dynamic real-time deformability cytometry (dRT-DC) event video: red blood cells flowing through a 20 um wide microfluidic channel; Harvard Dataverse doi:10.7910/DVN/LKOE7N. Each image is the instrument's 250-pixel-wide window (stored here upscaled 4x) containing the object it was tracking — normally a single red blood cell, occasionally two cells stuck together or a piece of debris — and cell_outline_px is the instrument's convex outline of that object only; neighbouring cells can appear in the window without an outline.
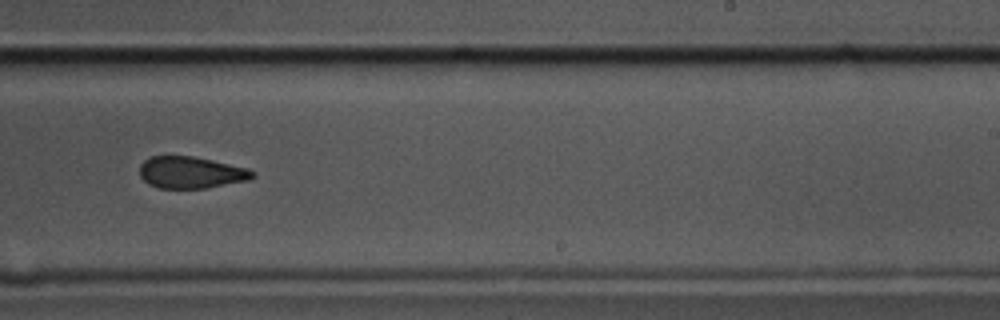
{"species": "common noctule bat (a hibernating species)", "species_latin": "Nyctalus noctula", "temperature_condition": "cold", "stored_images_in_passage": 11, "camera_frame_rate_fps": 3000, "um_per_image_px": 0.085, "animal": {"sex": "male", "body_mass_g": 17.5, "forearm_length_mm": 52.3}, "frame": {"image": 1, "passage_image": 10, "time_ms": 3.0, "image_size_px": [1000, 320], "cell_outline_px": [[256, 176], [248, 180], [208, 188], [160, 188], [148, 184], [140, 176], [140, 164], [144, 160], [152, 156], [192, 156], [212, 160], [248, 168], [256, 172]], "centroid_in_image_um": [16.25, 14.66], "position_along_channel_um": 272.8, "area_um2": 20.98}}
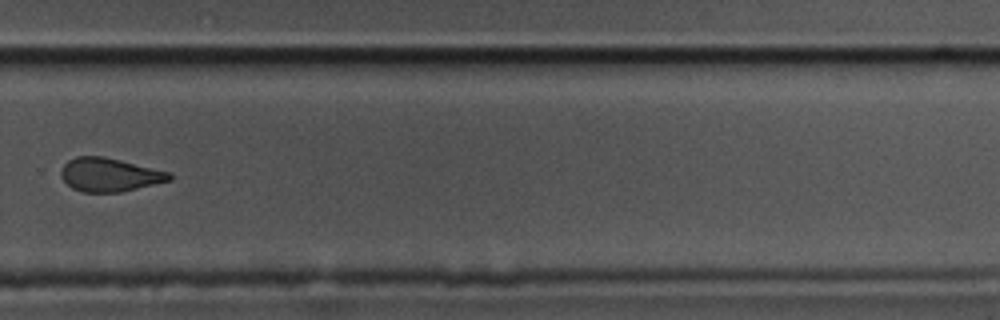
{"frame": {"image": 2, "passage_image": 11, "time_ms": 3.333, "image_size_px": [1000, 320], "cell_outline_px": [[172, 180], [120, 192], [84, 192], [72, 188], [60, 176], [60, 168], [68, 160], [76, 156], [104, 156], [168, 172], [172, 176]], "centroid_in_image_um": [9.26, 14.85], "position_along_channel_um": 320.5, "area_um2": 21.04}}